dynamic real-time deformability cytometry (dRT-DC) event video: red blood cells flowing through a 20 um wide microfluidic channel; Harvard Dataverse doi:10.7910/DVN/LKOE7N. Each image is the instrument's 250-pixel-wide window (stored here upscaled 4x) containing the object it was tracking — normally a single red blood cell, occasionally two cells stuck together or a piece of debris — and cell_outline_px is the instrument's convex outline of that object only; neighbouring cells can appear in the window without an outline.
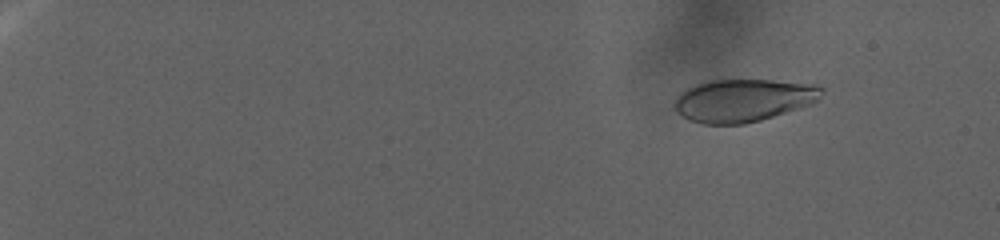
{"species": "human", "species_latin": "Homo sapiens", "temperature_condition": "warm", "stored_images_in_passage": 132, "camera_frame_rate_fps": 3000, "um_per_image_px": 0.085, "donor": {"sex": "female"}, "frame": {"image": 1, "passage_image": 19, "time_ms": 6.0, "image_size_px": [1000, 240], "cell_outline_px": [[824, 92], [812, 104], [800, 108], [760, 120], [744, 124], [704, 124], [688, 120], [676, 112], [676, 100], [680, 92], [696, 84], [708, 80], [772, 80], [816, 84], [824, 88]], "centroid_in_image_um": [63.2, 8.52], "position_along_channel_um": 21.8, "area_um2": 36.65}}
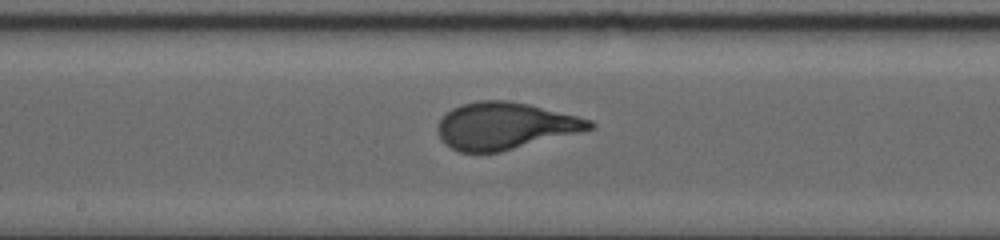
{"frame": {"image": 2, "passage_image": 82, "time_ms": 27.0, "image_size_px": [1000, 240], "cell_outline_px": [[596, 128], [500, 152], [460, 152], [444, 144], [436, 132], [436, 128], [440, 120], [452, 108], [460, 104], [480, 100], [504, 100], [528, 104], [592, 120], [596, 124]], "centroid_in_image_um": [42.9, 10.7], "position_along_channel_um": 205.3, "area_um2": 41.44}}
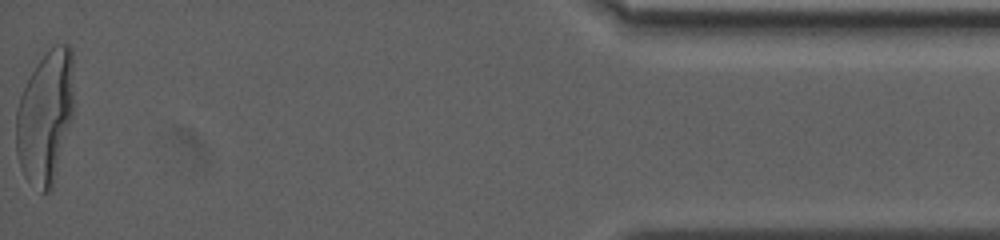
{"frame": {"image": 3, "passage_image": 132, "time_ms": 43.667, "image_size_px": [1000, 240], "cell_outline_px": [[72, 120], [52, 188], [48, 192], [44, 192], [28, 180], [24, 176], [16, 152], [16, 112], [20, 96], [36, 64], [56, 44], [68, 44], [72, 48]], "centroid_in_image_um": [3.85, 9.95], "position_along_channel_um": 431.4, "area_um2": 44.22}}